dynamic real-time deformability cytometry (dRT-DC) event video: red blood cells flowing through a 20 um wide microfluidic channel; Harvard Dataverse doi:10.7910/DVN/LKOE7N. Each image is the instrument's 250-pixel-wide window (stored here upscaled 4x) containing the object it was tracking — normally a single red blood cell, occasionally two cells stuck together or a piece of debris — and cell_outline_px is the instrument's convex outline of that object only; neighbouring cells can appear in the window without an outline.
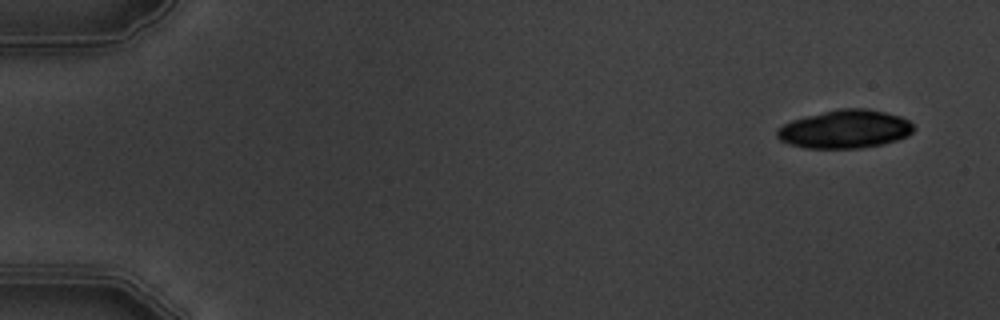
{"species": "common noctule bat (a hibernating species)", "species_latin": "Nyctalus noctula", "temperature_condition": "warm", "stored_images_in_passage": 5, "camera_frame_rate_fps": 3000, "um_per_image_px": 0.085, "animal": {"sex": "male", "body_mass_g": 19.5, "forearm_length_mm": 54.6}, "frame": {"image": 1, "passage_image": 1, "time_ms": 0.0, "image_size_px": [1000, 320], "cell_outline_px": [[916, 128], [908, 136], [884, 144], [860, 148], [804, 148], [788, 144], [780, 140], [776, 136], [776, 132], [784, 124], [792, 120], [804, 116], [840, 108], [868, 108], [900, 116], [908, 120]], "centroid_in_image_um": [71.83, 10.98], "position_along_channel_um": 13.2, "area_um2": 30.63}}